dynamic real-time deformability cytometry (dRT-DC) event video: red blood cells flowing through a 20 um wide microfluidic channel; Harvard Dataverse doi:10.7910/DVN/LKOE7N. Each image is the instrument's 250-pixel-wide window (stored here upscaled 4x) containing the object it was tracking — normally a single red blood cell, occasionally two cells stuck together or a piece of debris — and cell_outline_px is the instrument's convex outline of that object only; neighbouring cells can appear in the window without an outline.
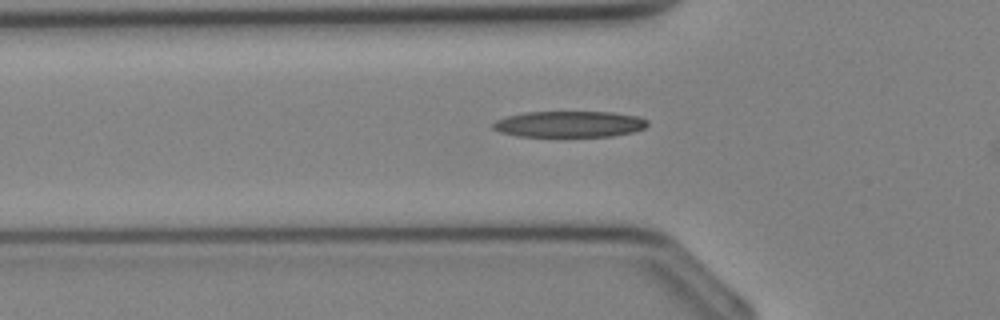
{"species": "Egyptian fruit bat (a non-hibernating species)", "species_latin": "Rousettus aegyptiacus", "temperature_condition": "cold", "stored_images_in_passage": 30, "camera_frame_rate_fps": 3000, "um_per_image_px": 0.085, "animal": {"sex": "female"}, "frame": {"image": 1, "passage_image": 10, "time_ms": 3.0, "image_size_px": [1000, 320], "cell_outline_px": [[648, 124], [644, 128], [632, 132], [612, 136], [516, 136], [500, 132], [492, 128], [492, 124], [496, 120], [508, 116], [524, 112], [612, 112], [636, 116], [648, 120]], "centroid_in_image_um": [48.38, 10.55], "position_along_channel_um": 77.4, "area_um2": 23.47}}
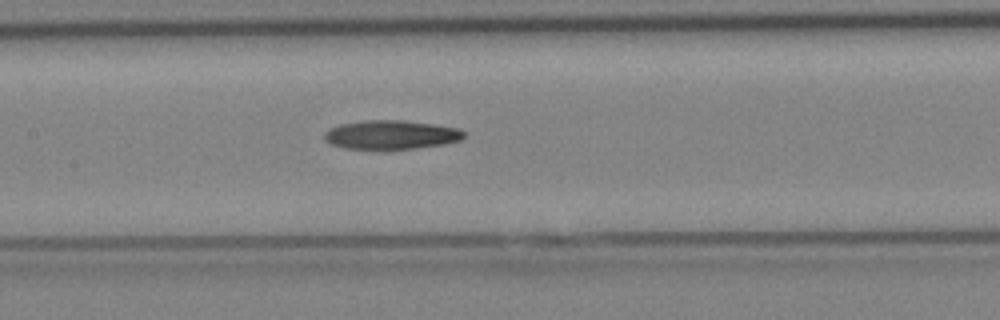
{"frame": {"image": 2, "passage_image": 15, "time_ms": 4.667, "image_size_px": [1000, 320], "cell_outline_px": [[464, 136], [460, 140], [444, 144], [412, 148], [344, 148], [332, 144], [324, 140], [324, 132], [340, 124], [368, 120], [404, 120], [460, 128], [464, 132]], "centroid_in_image_um": [33.25, 11.44], "position_along_channel_um": 174.1, "area_um2": 23.12}}
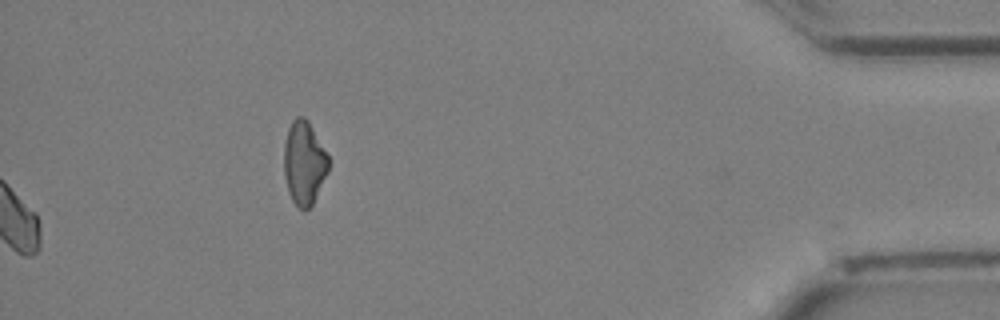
{"frame": {"image": 3, "passage_image": 30, "time_ms": 9.667, "image_size_px": [1000, 320], "cell_outline_px": [[328, 172], [312, 204], [308, 208], [300, 208], [292, 200], [288, 192], [284, 176], [284, 144], [288, 128], [292, 120], [296, 116], [304, 116], [308, 120], [328, 156]], "centroid_in_image_um": [25.83, 13.81], "position_along_channel_um": 409.4, "area_um2": 21.5}}